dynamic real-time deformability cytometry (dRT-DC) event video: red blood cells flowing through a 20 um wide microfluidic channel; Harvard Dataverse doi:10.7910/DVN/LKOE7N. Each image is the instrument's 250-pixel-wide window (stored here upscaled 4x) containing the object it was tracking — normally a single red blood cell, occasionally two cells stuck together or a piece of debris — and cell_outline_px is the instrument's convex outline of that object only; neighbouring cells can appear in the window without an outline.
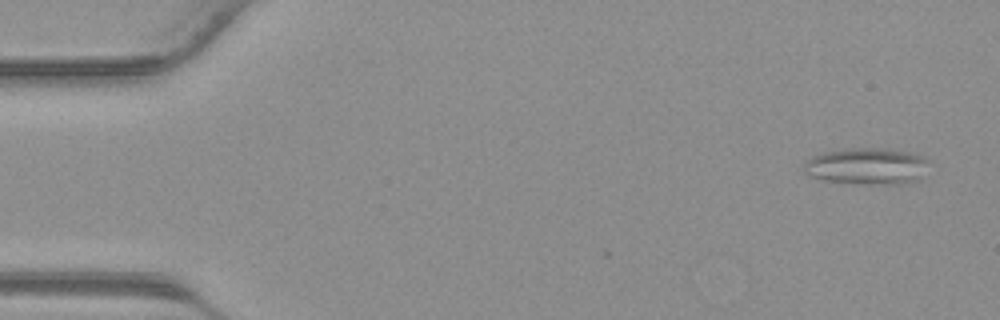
{"species": "common noctule bat (a hibernating species)", "species_latin": "Nyctalus noctula", "temperature_condition": "warm", "stored_images_in_passage": 38, "segment_of_instrument_passage": [1, 2], "camera_frame_rate_fps": 3000, "um_per_image_px": 0.085, "animal": {"sex": "male", "body_mass_g": 23.1, "forearm_length_mm": 52.7}, "frame": {"image": 1, "passage_image": 2, "time_ms": 0.333, "image_size_px": [1000, 320], "cell_outline_px": [[928, 160], [920, 180], [896, 184], [868, 184], [824, 180], [808, 176], [804, 172], [804, 164], [812, 156], [824, 152], [844, 148], [888, 148], [908, 152], [924, 156]], "centroid_in_image_um": [73.67, 14.11], "position_along_channel_um": 11.3, "area_um2": 26.7}}
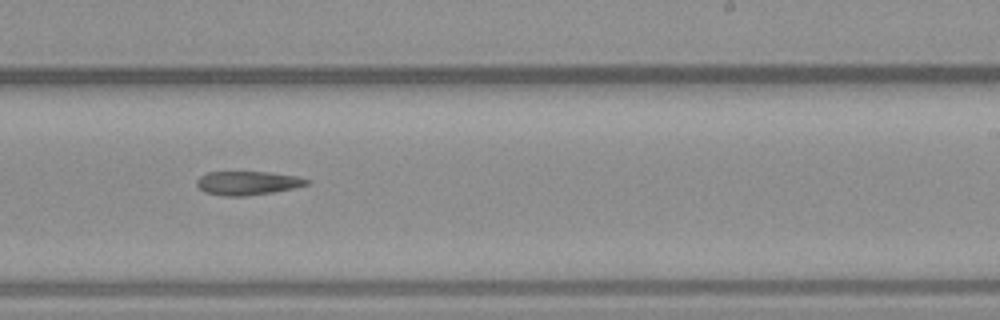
{"frame": {"image": 2, "passage_image": 25, "time_ms": 8.0, "image_size_px": [1000, 320], "cell_outline_px": [[312, 180], [308, 184], [292, 188], [272, 192], [248, 196], [224, 196], [204, 192], [196, 184], [196, 180], [200, 176], [208, 172], [272, 172], [296, 176]], "centroid_in_image_um": [21.04, 15.55], "position_along_channel_um": 268.0, "area_um2": 15.26}}
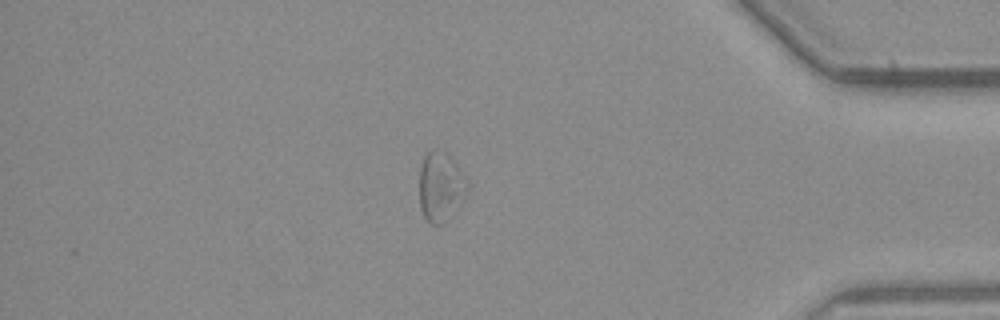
{"frame": {"image": 3, "passage_image": 35, "time_ms": 11.333, "image_size_px": [1000, 320], "cell_outline_px": [[472, 184], [444, 224], [432, 224], [424, 216], [420, 208], [420, 168], [424, 156], [432, 148], [436, 148], [444, 152], [456, 164]], "centroid_in_image_um": [37.46, 15.84], "position_along_channel_um": 397.7, "area_um2": 19.31}}